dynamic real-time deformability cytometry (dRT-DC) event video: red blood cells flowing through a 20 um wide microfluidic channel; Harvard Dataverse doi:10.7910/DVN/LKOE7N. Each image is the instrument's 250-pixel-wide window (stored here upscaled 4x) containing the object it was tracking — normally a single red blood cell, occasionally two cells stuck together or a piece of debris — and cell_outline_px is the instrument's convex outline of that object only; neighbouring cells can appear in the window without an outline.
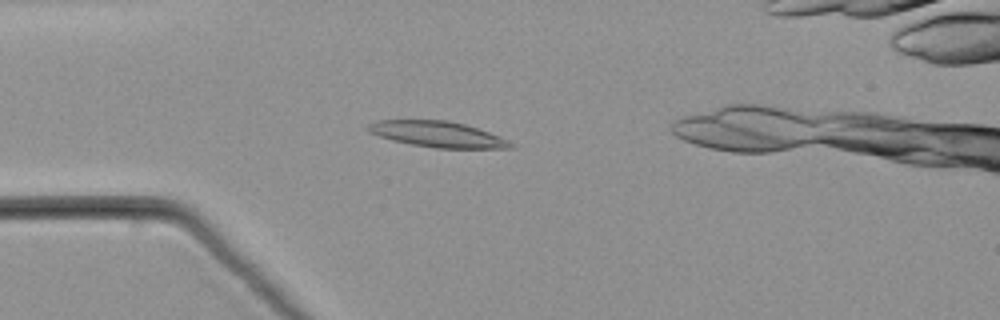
{"species": "common noctule bat (a hibernating species)", "species_latin": "Nyctalus noctula", "temperature_condition": "warm", "stored_images_in_passage": 56, "camera_frame_rate_fps": 3000, "um_per_image_px": 0.085, "animal": {"sex": "male", "body_mass_g": 21.5, "forearm_length_mm": 52.0}, "frame": {"image": 1, "passage_image": 16, "time_ms": 5.0, "image_size_px": [1000, 320], "cell_outline_px": [[512, 148], [436, 148], [412, 144], [392, 140], [368, 132], [364, 128], [368, 124], [376, 120], [448, 120], [464, 124], [500, 136], [508, 140], [512, 144]], "centroid_in_image_um": [37.14, 11.4], "position_along_channel_um": 47.9, "area_um2": 21.33}}
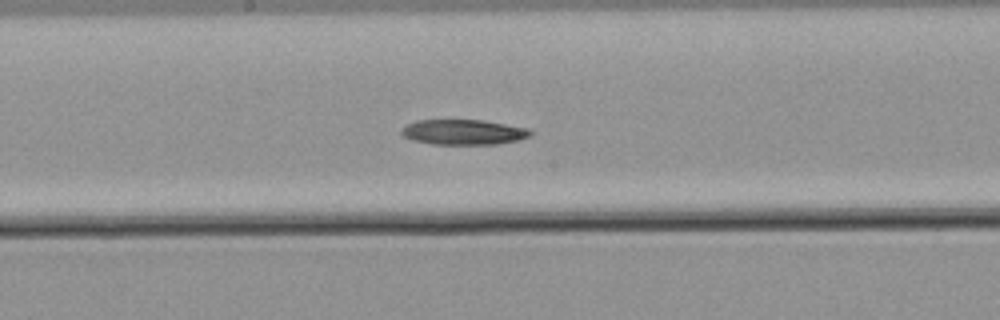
{"frame": {"image": 2, "passage_image": 30, "time_ms": 9.667, "image_size_px": [1000, 320], "cell_outline_px": [[532, 136], [520, 140], [496, 144], [432, 144], [412, 140], [404, 136], [400, 132], [400, 128], [416, 120], [484, 120], [528, 128], [532, 132]], "centroid_in_image_um": [39.41, 11.23], "position_along_channel_um": 208.8, "area_um2": 19.07}}
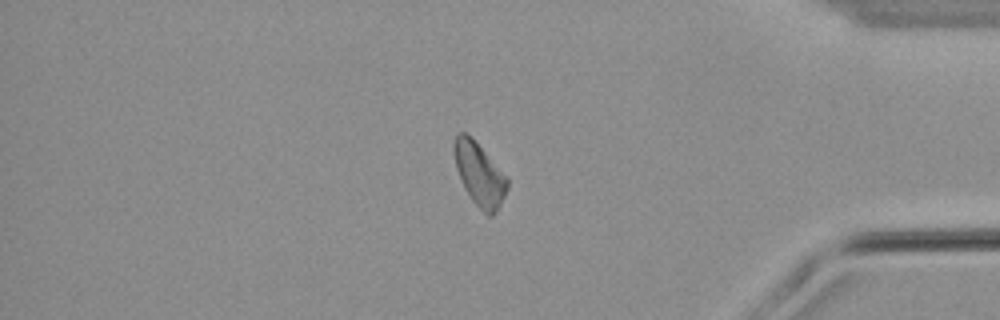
{"frame": {"image": 3, "passage_image": 47, "time_ms": 15.333, "image_size_px": [1000, 320], "cell_outline_px": [[508, 188], [496, 212], [492, 216], [488, 216], [472, 200], [464, 188], [456, 168], [452, 152], [452, 140], [456, 132], [464, 132], [472, 136], [508, 180]], "centroid_in_image_um": [40.69, 14.76], "position_along_channel_um": 394.5, "area_um2": 19.54}}